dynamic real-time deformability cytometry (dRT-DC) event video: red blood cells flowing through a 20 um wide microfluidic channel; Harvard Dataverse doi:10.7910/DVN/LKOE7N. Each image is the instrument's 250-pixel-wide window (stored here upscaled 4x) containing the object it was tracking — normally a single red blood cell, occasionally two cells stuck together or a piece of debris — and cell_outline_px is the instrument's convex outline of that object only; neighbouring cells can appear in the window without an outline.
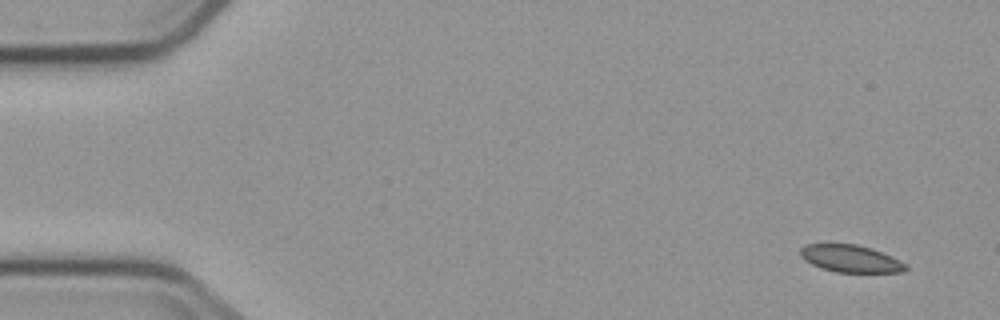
{"species": "common noctule bat (a hibernating species)", "species_latin": "Nyctalus noctula", "temperature_condition": "cold", "stored_images_in_passage": 5, "segment_of_instrument_passage": [1, 2], "camera_frame_rate_fps": 3000, "um_per_image_px": 0.085, "animal": {"sex": "male", "body_mass_g": 23.1, "forearm_length_mm": 52.7}, "frame": {"image": 1, "passage_image": 1, "time_ms": 0.0, "image_size_px": [1000, 320], "cell_outline_px": [[908, 268], [904, 272], [836, 272], [820, 268], [804, 260], [800, 256], [800, 248], [804, 244], [856, 244], [872, 248], [900, 260]], "centroid_in_image_um": [72.27, 21.98], "position_along_channel_um": 12.7, "area_um2": 16.76}}
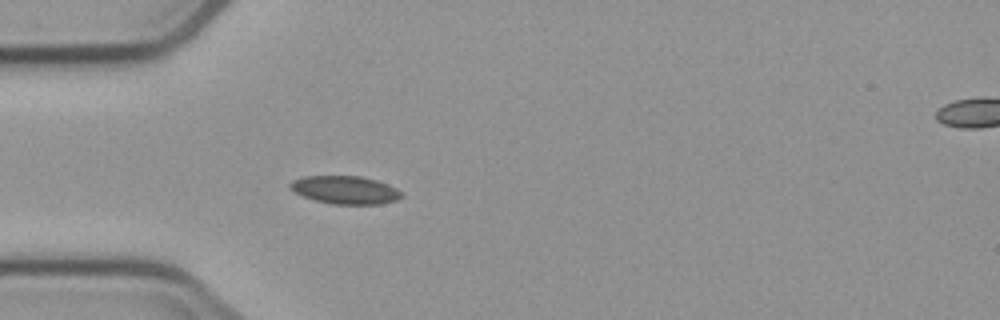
{"frame": {"image": 2, "passage_image": 4, "time_ms": 4.333, "image_size_px": [1000, 320], "cell_outline_px": [[404, 196], [396, 200], [380, 204], [332, 204], [316, 200], [304, 196], [288, 188], [288, 184], [292, 180], [304, 176], [360, 176], [376, 180], [388, 184], [404, 192]], "centroid_in_image_um": [29.36, 16.14], "position_along_channel_um": 55.6, "area_um2": 18.26}}